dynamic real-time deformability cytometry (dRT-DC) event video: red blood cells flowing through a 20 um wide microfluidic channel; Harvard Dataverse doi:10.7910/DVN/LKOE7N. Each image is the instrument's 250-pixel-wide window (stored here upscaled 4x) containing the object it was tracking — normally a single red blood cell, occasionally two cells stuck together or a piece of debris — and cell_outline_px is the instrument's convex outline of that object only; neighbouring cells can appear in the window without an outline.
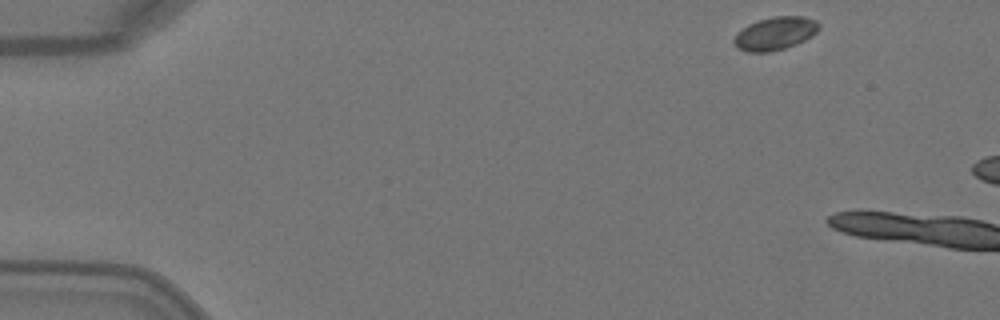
{"species": "Egyptian fruit bat (a non-hibernating species)", "species_latin": "Rousettus aegyptiacus", "temperature_condition": "warm", "stored_images_in_passage": 3, "camera_frame_rate_fps": 3000, "um_per_image_px": 0.085, "animal": {"sex": "female"}, "frame": {"image": 1, "passage_image": 1, "time_ms": 0.0, "image_size_px": [1000, 320], "cell_outline_px": [[820, 28], [816, 32], [804, 40], [796, 44], [784, 48], [768, 52], [748, 52], [736, 48], [732, 40], [736, 32], [748, 24], [772, 16], [804, 16], [816, 20], [820, 24]], "centroid_in_image_um": [65.86, 2.84], "position_along_channel_um": 19.1, "area_um2": 16.47}}